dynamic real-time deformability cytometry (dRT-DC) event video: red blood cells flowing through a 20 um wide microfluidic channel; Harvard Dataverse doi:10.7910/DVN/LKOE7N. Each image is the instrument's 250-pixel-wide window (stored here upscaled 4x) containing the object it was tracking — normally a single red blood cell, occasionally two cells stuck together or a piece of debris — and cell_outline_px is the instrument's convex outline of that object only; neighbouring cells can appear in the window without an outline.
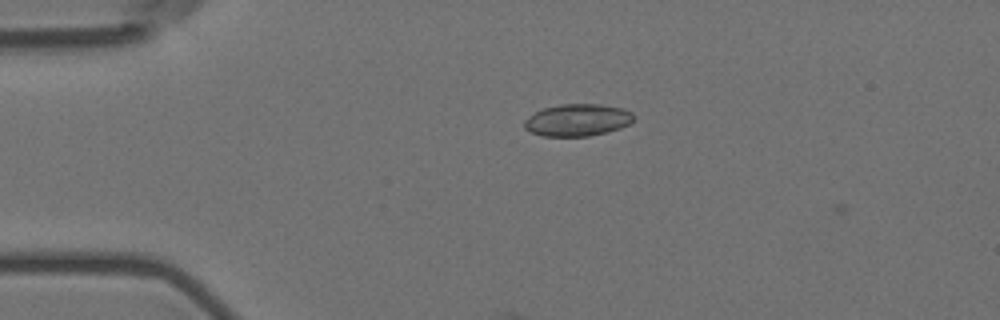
{"species": "Egyptian fruit bat (a non-hibernating species)", "species_latin": "Rousettus aegyptiacus", "temperature_condition": "room temperature", "stored_images_in_passage": 19, "camera_frame_rate_fps": 3000, "um_per_image_px": 0.085, "animal": {"sex": "female"}, "frame": {"image": 1, "passage_image": 2, "time_ms": 0.333, "image_size_px": [1000, 320], "cell_outline_px": [[636, 116], [628, 124], [620, 128], [588, 136], [544, 136], [532, 132], [524, 128], [524, 120], [536, 112], [544, 108], [560, 104], [600, 104], [620, 108], [632, 112]], "centroid_in_image_um": [49.09, 10.2], "position_along_channel_um": 35.9, "area_um2": 20.23}}